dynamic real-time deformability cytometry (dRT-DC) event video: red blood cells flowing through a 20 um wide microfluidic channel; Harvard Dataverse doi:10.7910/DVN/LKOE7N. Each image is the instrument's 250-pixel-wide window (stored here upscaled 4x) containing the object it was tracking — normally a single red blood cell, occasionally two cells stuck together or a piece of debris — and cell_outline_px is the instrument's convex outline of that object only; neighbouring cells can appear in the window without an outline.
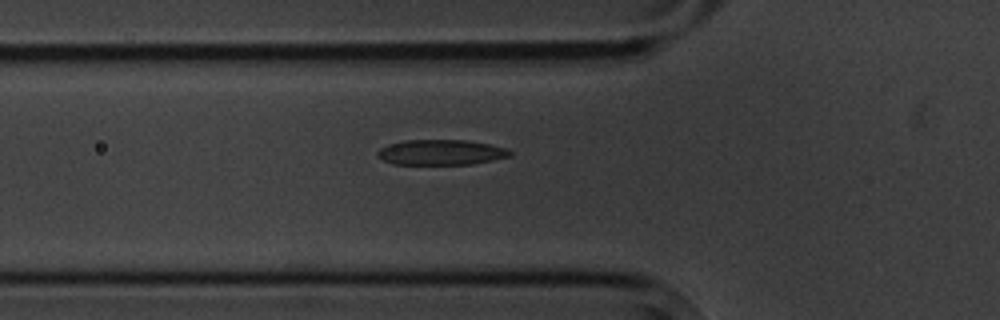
{"species": "common noctule bat (a hibernating species)", "species_latin": "Nyctalus noctula", "temperature_condition": "cold", "stored_images_in_passage": 4, "camera_frame_rate_fps": 3000, "um_per_image_px": 0.085, "animal": {"sex": "male", "body_mass_g": 20.1, "forearm_length_mm": 53.5}, "frame": {"image": 1, "passage_image": 4, "time_ms": 3.667, "image_size_px": [1000, 320], "cell_outline_px": [[512, 156], [472, 164], [392, 164], [376, 156], [376, 152], [380, 148], [388, 144], [404, 140], [464, 140], [488, 144], [504, 148], [512, 152]], "centroid_in_image_um": [37.44, 12.95], "position_along_channel_um": 88.4, "area_um2": 19.48}}